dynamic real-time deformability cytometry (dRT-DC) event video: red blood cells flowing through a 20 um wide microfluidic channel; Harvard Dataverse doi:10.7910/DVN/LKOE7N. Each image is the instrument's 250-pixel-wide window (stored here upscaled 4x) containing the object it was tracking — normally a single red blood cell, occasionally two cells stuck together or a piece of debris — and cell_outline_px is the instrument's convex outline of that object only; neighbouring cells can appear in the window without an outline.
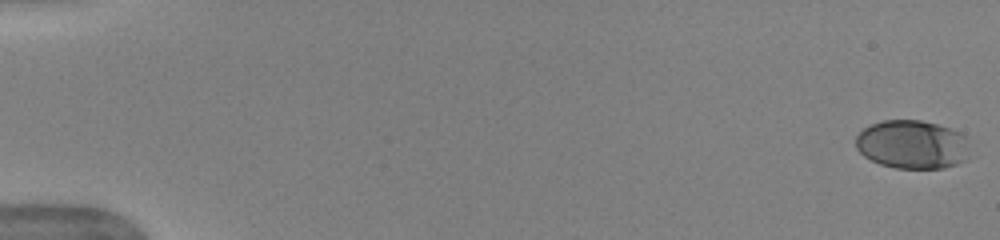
{"species": "human", "species_latin": "Homo sapiens", "temperature_condition": "warm", "stored_images_in_passage": 53, "camera_frame_rate_fps": 3000, "um_per_image_px": 0.085, "donor": {"sex": "female"}, "frame": {"image": 1, "passage_image": 1, "time_ms": 0.0, "image_size_px": [1000, 240], "cell_outline_px": [[968, 160], [944, 168], [896, 168], [880, 164], [864, 156], [856, 148], [856, 136], [864, 128], [872, 124], [884, 120], [920, 120], [936, 124], [960, 132], [968, 136]], "centroid_in_image_um": [77.57, 12.28], "position_along_channel_um": 7.4, "area_um2": 32.43}}
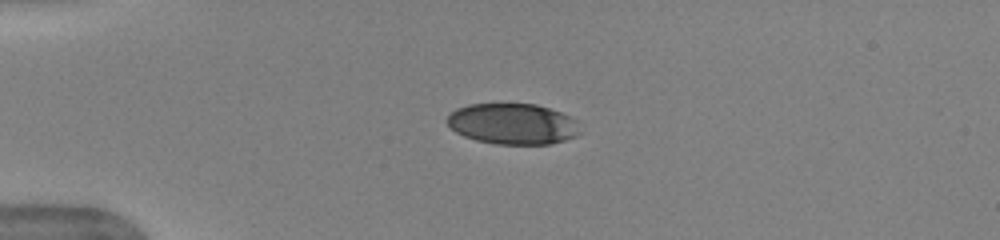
{"frame": {"image": 2, "passage_image": 14, "time_ms": 4.333, "image_size_px": [1000, 240], "cell_outline_px": [[580, 132], [576, 136], [564, 140], [548, 144], [496, 144], [476, 140], [464, 136], [456, 132], [444, 120], [456, 108], [468, 104], [536, 104], [560, 112], [576, 120]], "centroid_in_image_um": [43.56, 10.53], "position_along_channel_um": 41.4, "area_um2": 31.56}}
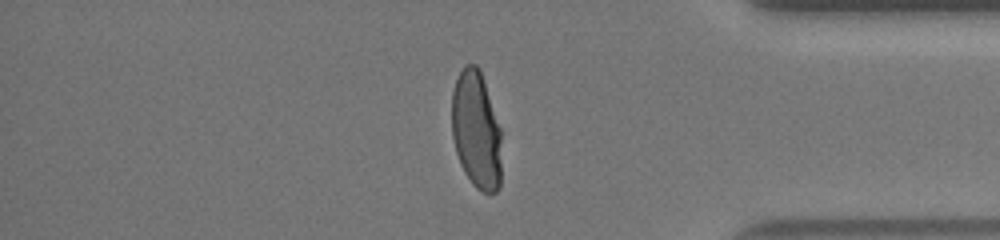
{"frame": {"image": 3, "passage_image": 45, "time_ms": 14.667, "image_size_px": [1000, 240], "cell_outline_px": [[500, 188], [496, 192], [484, 192], [476, 188], [472, 184], [464, 172], [460, 164], [456, 152], [452, 136], [452, 92], [456, 80], [464, 64], [476, 64], [480, 68], [500, 128]], "centroid_in_image_um": [40.47, 11.05], "position_along_channel_um": 394.7, "area_um2": 34.1}, "authors_computed_cell_mechanics": {"area_um2": 35.4314, "velocity_mm_per_s": 3.9397, "shape_relaxation_time_tau1_ms": 3.4732, "shape_relaxation_time_tau2_ms": null, "deformation_change_tau1": 0.1969, "deformation_change_tau2": null}}